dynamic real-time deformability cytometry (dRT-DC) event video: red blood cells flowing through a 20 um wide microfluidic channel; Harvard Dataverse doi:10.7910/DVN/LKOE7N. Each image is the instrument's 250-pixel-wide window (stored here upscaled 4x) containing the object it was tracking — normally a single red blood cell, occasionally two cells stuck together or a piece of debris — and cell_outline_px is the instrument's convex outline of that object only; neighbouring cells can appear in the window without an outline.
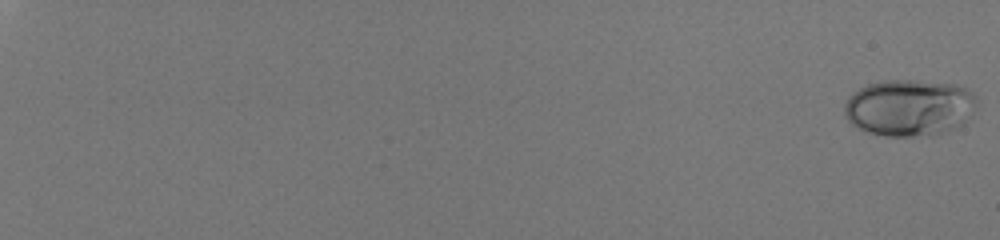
{"species": "human", "species_latin": "Homo sapiens", "temperature_condition": "room temperature", "stored_images_in_passage": 57, "camera_frame_rate_fps": 3000, "um_per_image_px": 0.085, "donor": {"sex": "male"}, "frame": {"image": 1, "passage_image": 1, "time_ms": 0.0, "image_size_px": [1000, 240], "cell_outline_px": [[976, 104], [972, 116], [964, 124], [956, 128], [944, 132], [912, 136], [884, 136], [868, 132], [856, 128], [844, 116], [844, 104], [848, 96], [852, 92], [868, 84], [884, 80], [916, 80], [956, 84], [968, 88], [976, 96]], "centroid_in_image_um": [77.3, 9.14], "position_along_channel_um": 7.7, "area_um2": 44.27}}
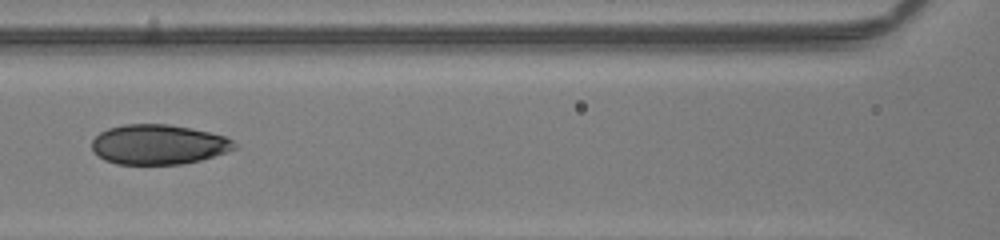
{"frame": {"image": 2, "passage_image": 33, "time_ms": 10.667, "image_size_px": [1000, 240], "cell_outline_px": [[240, 144], [236, 148], [228, 152], [200, 160], [180, 164], [116, 164], [104, 160], [92, 148], [92, 140], [100, 132], [108, 128], [124, 124], [168, 124], [192, 128], [224, 136]], "centroid_in_image_um": [13.5, 12.28], "position_along_channel_um": 153.1, "area_um2": 33.18}}
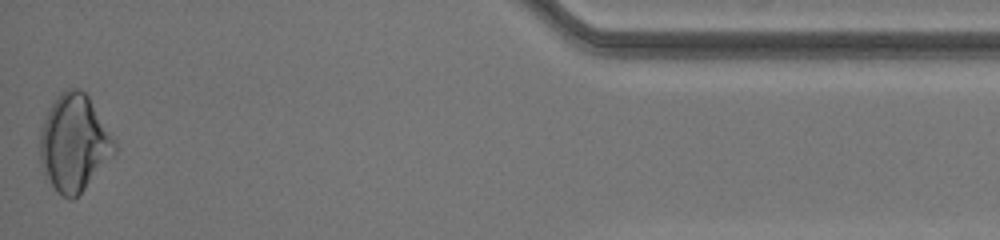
{"frame": {"image": 3, "passage_image": 57, "time_ms": 18.667, "image_size_px": [1000, 240], "cell_outline_px": [[116, 152], [84, 188], [72, 200], [68, 200], [56, 192], [44, 180], [40, 160], [40, 128], [56, 96], [64, 88], [80, 88], [88, 96], [116, 140]], "centroid_in_image_um": [6.27, 12.17], "position_along_channel_um": 428.9, "area_um2": 42.31}, "authors_computed_cell_mechanics": {"area_um2": 35.2002, "velocity_mm_per_s": 4.1072, "shape_relaxation_time_tau1_ms": null, "shape_relaxation_time_tau2_ms": 1.0548, "deformation_change_tau1": null, "deformation_change_tau2": 0.0347}}